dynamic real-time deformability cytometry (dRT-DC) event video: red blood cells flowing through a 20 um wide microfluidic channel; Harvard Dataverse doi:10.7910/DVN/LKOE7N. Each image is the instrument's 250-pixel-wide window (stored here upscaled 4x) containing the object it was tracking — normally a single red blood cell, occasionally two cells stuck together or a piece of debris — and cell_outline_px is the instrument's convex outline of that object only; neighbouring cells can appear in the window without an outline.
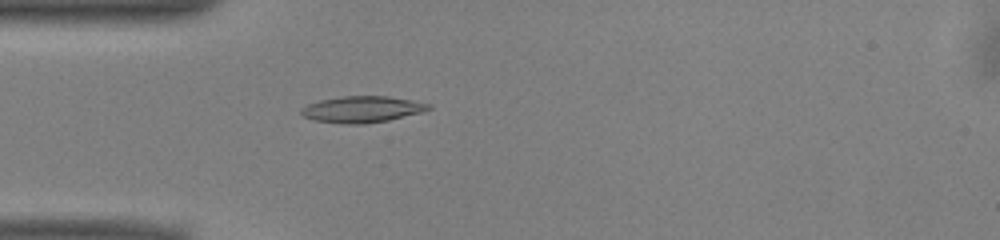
{"species": "common noctule bat (a hibernating species)", "species_latin": "Nyctalus noctula", "temperature_condition": "warm", "stored_images_in_passage": 51, "camera_frame_rate_fps": 3000, "um_per_image_px": 0.085, "animal": {"sex": "male", "body_mass_g": 13.0, "forearm_length_mm": 53.1}, "frame": {"image": 1, "passage_image": 14, "time_ms": 4.333, "image_size_px": [1000, 240], "cell_outline_px": [[432, 108], [420, 112], [388, 120], [364, 124], [344, 124], [316, 120], [304, 116], [300, 112], [300, 108], [308, 104], [320, 100], [340, 96], [388, 96], [412, 100], [432, 104]], "centroid_in_image_um": [30.78, 9.28], "position_along_channel_um": 54.2, "area_um2": 19.48}}
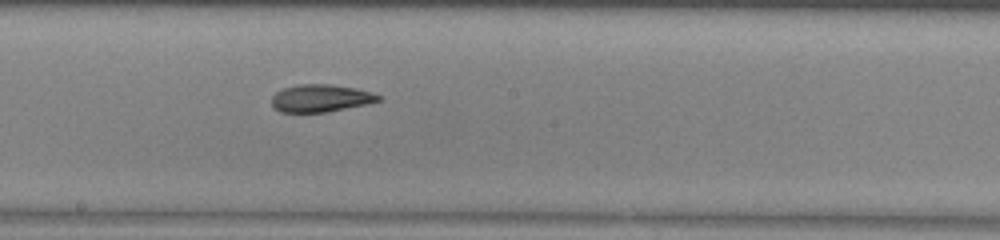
{"frame": {"image": 2, "passage_image": 27, "time_ms": 8.667, "image_size_px": [1000, 240], "cell_outline_px": [[380, 100], [364, 104], [324, 112], [280, 112], [272, 108], [272, 96], [276, 92], [284, 88], [300, 84], [328, 84], [356, 88], [372, 92], [380, 96]], "centroid_in_image_um": [27.2, 8.34], "position_along_channel_um": 221.0, "area_um2": 16.88}}
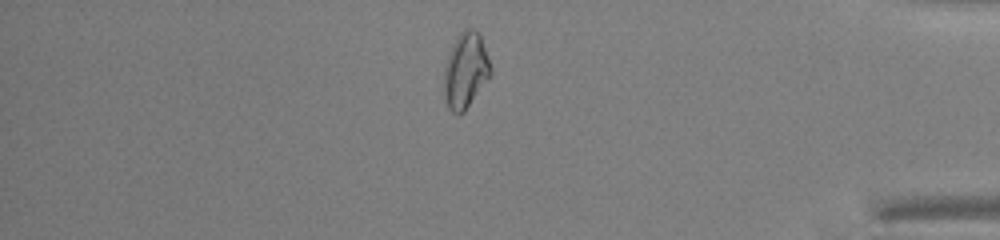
{"frame": {"image": 3, "passage_image": 43, "time_ms": 14.0, "image_size_px": [1000, 240], "cell_outline_px": [[492, 72], [464, 112], [460, 116], [456, 116], [448, 108], [444, 96], [444, 68], [452, 44], [456, 36], [464, 28], [476, 28], [480, 32], [492, 68]], "centroid_in_image_um": [39.57, 5.96], "position_along_channel_um": 395.6, "area_um2": 20.81}, "authors_computed_cell_mechanics": {"area_um2": 18.3804, "velocity_mm_per_s": 3.9691, "shape_relaxation_time_tau1_ms": 7.1222, "shape_relaxation_time_tau2_ms": 4.0274, "deformation_change_tau1": 0.2001, "deformation_change_tau2": 0.1083}}